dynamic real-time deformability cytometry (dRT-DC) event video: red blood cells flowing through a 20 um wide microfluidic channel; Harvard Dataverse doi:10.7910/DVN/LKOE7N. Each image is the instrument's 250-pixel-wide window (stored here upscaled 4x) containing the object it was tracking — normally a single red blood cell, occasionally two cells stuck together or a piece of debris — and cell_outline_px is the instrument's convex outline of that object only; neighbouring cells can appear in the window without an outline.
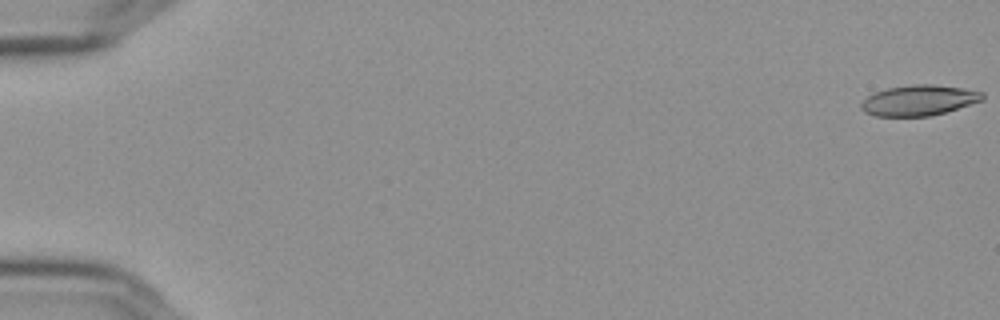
{"species": "Egyptian fruit bat (a non-hibernating species)", "species_latin": "Rousettus aegyptiacus", "temperature_condition": "cold", "stored_images_in_passage": 53, "camera_frame_rate_fps": 3000, "um_per_image_px": 0.085, "frame": {"image": 1, "passage_image": 1, "time_ms": 0.0, "image_size_px": [1000, 320], "cell_outline_px": [[984, 100], [932, 116], [872, 116], [864, 112], [860, 108], [860, 104], [868, 96], [876, 92], [888, 88], [912, 84], [932, 84], [960, 88], [984, 92]], "centroid_in_image_um": [78.1, 8.53], "position_along_channel_um": 6.9, "area_um2": 21.56}}
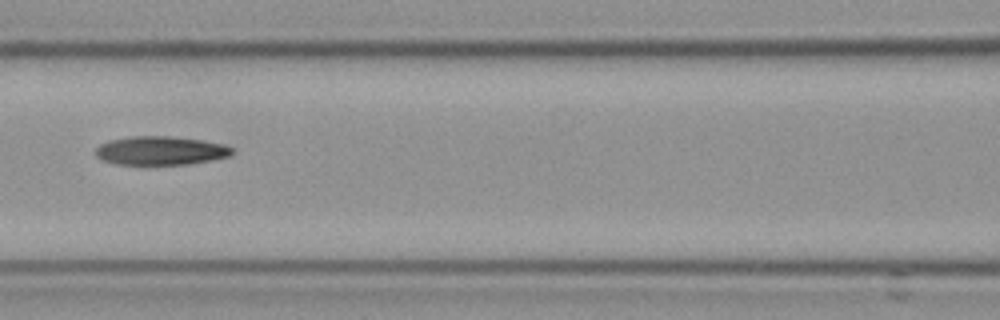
{"frame": {"image": 2, "passage_image": 27, "time_ms": 8.667, "image_size_px": [1000, 320], "cell_outline_px": [[232, 152], [228, 156], [208, 160], [184, 164], [112, 164], [100, 160], [96, 156], [96, 148], [100, 144], [108, 140], [132, 136], [168, 136], [200, 140], [224, 144], [232, 148]], "centroid_in_image_um": [13.56, 12.8], "position_along_channel_um": 153.0, "area_um2": 22.6}}
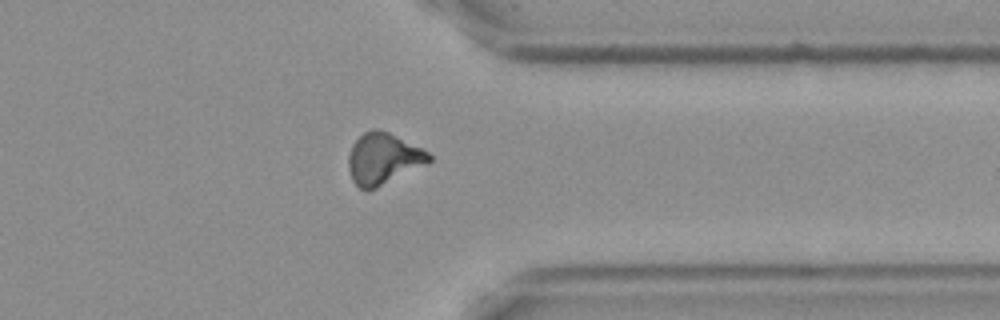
{"frame": {"image": 3, "passage_image": 46, "time_ms": 15.0, "image_size_px": [1000, 320], "cell_outline_px": [[432, 160], [428, 164], [368, 192], [364, 192], [352, 180], [348, 168], [348, 156], [352, 144], [364, 132], [372, 128], [376, 128], [388, 132], [428, 152], [432, 156]], "centroid_in_image_um": [32.56, 13.52], "position_along_channel_um": 378.8, "area_um2": 24.28}}